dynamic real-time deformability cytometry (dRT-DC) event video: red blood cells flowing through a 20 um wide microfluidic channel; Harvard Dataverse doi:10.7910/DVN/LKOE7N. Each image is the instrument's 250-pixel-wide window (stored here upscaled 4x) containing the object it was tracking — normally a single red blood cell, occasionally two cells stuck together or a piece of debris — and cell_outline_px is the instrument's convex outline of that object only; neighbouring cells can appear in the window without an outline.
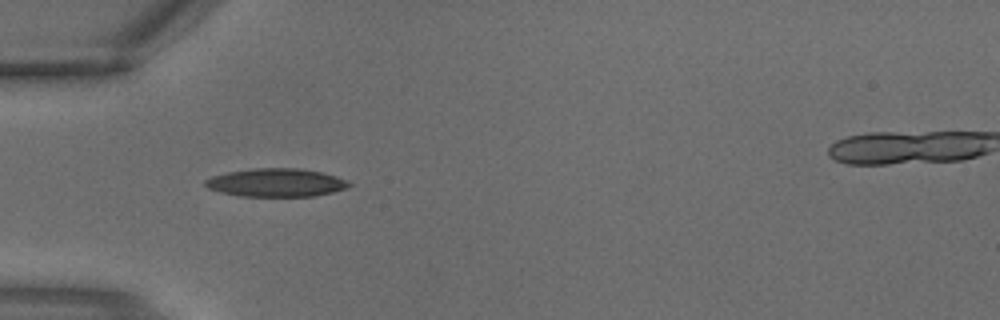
{"species": "common noctule bat (a hibernating species)", "species_latin": "Nyctalus noctula", "temperature_condition": "warm", "stored_images_in_passage": 1, "camera_frame_rate_fps": 3000, "um_per_image_px": 0.085, "animal": {"sex": "male", "body_mass_g": 18.8}, "frame": {"image": 1, "passage_image": 1, "time_ms": 0.0, "image_size_px": [1000, 320], "cell_outline_px": [[352, 184], [348, 188], [316, 196], [240, 196], [220, 192], [208, 188], [204, 184], [204, 180], [212, 176], [228, 172], [252, 168], [296, 168], [320, 172], [336, 176], [348, 180]], "centroid_in_image_um": [23.48, 15.52], "position_along_channel_um": 61.5, "area_um2": 23.7}}